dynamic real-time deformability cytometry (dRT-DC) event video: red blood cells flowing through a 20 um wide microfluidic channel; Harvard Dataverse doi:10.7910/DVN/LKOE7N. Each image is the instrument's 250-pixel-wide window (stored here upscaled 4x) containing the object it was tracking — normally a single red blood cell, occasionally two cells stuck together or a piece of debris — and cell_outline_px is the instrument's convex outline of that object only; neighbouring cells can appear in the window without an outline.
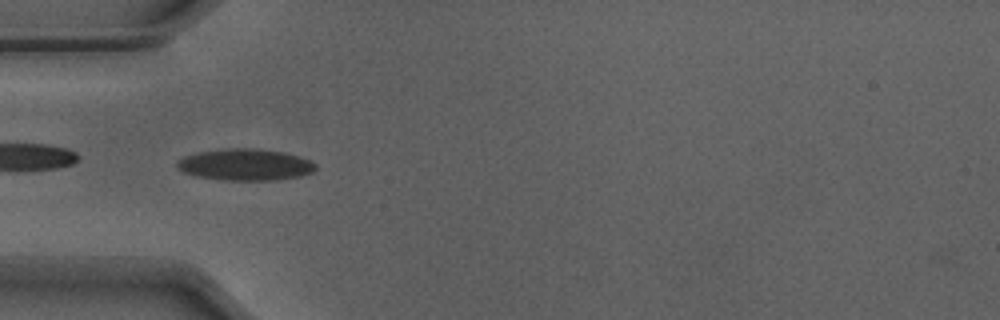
{"species": "Egyptian fruit bat (a non-hibernating species)", "species_latin": "Rousettus aegyptiacus", "temperature_condition": "warm", "stored_images_in_passage": 22, "camera_frame_rate_fps": 3000, "um_per_image_px": 0.085, "animal": {"sex": "male"}, "frame": {"image": 1, "passage_image": 1, "time_ms": 0.0, "image_size_px": [1000, 320], "cell_outline_px": [[316, 168], [312, 172], [300, 176], [276, 180], [220, 180], [196, 176], [184, 172], [176, 168], [176, 160], [184, 156], [196, 152], [224, 148], [256, 148], [284, 152], [300, 156], [312, 160], [316, 164]], "centroid_in_image_um": [20.83, 13.99], "position_along_channel_um": 64.2, "area_um2": 25.89}}
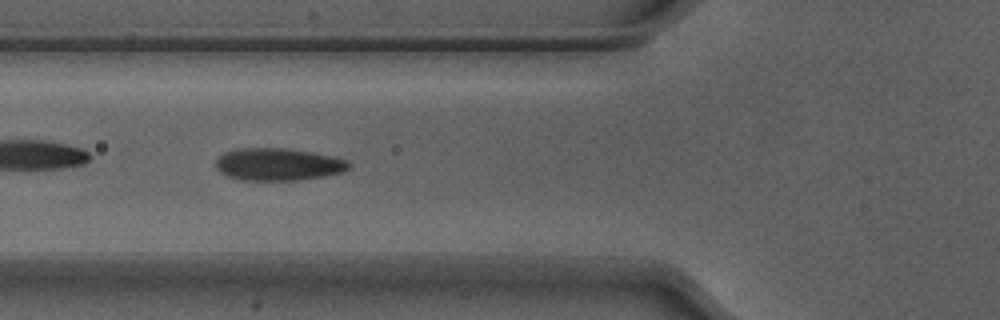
{"frame": {"image": 2, "passage_image": 4, "time_ms": 1.0, "image_size_px": [1000, 320], "cell_outline_px": [[352, 164], [348, 168], [340, 172], [300, 180], [240, 180], [228, 176], [220, 172], [216, 168], [216, 160], [224, 152], [236, 148], [284, 148], [312, 152], [332, 156], [344, 160]], "centroid_in_image_um": [23.58, 13.96], "position_along_channel_um": 102.2, "area_um2": 24.91}}
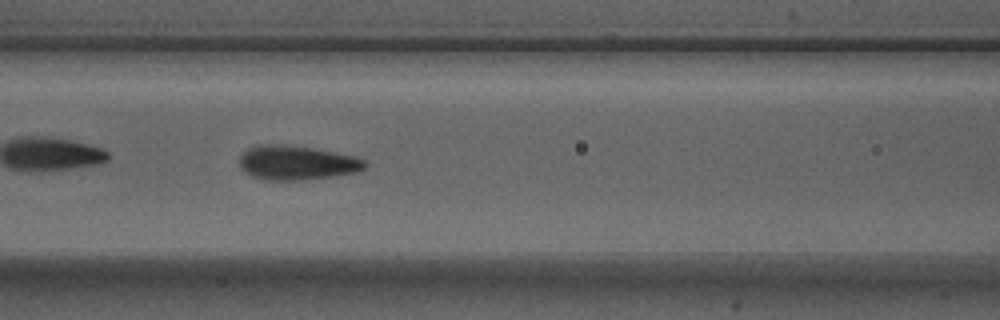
{"frame": {"image": 3, "passage_image": 7, "time_ms": 2.0, "image_size_px": [1000, 320], "cell_outline_px": [[368, 164], [360, 172], [336, 176], [304, 180], [264, 180], [252, 176], [244, 172], [240, 168], [240, 156], [248, 148], [260, 144], [284, 144], [312, 148], [356, 156], [364, 160]], "centroid_in_image_um": [25.24, 13.84], "position_along_channel_um": 141.4, "area_um2": 25.37}}